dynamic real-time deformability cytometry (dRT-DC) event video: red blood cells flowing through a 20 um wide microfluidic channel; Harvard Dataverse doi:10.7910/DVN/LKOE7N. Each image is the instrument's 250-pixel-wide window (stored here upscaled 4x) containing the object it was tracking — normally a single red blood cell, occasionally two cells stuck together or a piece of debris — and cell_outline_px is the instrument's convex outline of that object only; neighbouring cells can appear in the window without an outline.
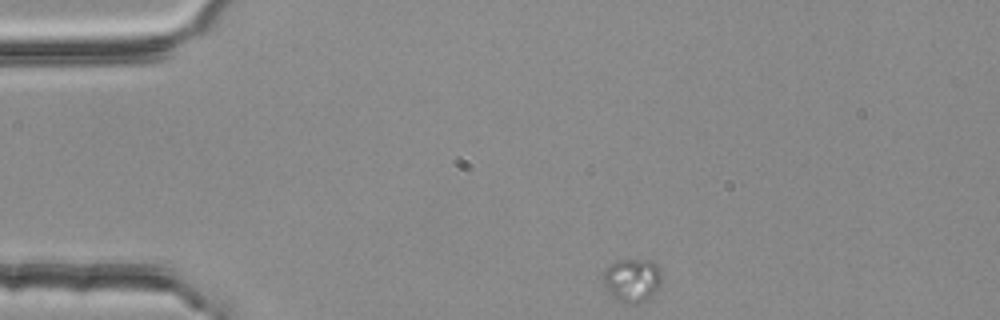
{"species": "common noctule bat (a hibernating species)", "species_latin": "Nyctalus noctula", "temperature_condition": "room temperature", "stored_images_in_passage": 16, "camera_frame_rate_fps": 3000, "um_per_image_px": 0.085, "animal": {"sex": "female", "body_mass_g": 25.1}, "frame": {"image": 1, "passage_image": 1, "time_ms": 0.0, "image_size_px": [1000, 320], "cell_outline_px": [[660, 288], [640, 304], [624, 304], [612, 300], [600, 280], [600, 276], [604, 268], [608, 264], [616, 260], [652, 260], [660, 268]], "centroid_in_image_um": [53.64, 23.84], "position_along_channel_um": 31.4, "area_um2": 15.66}}